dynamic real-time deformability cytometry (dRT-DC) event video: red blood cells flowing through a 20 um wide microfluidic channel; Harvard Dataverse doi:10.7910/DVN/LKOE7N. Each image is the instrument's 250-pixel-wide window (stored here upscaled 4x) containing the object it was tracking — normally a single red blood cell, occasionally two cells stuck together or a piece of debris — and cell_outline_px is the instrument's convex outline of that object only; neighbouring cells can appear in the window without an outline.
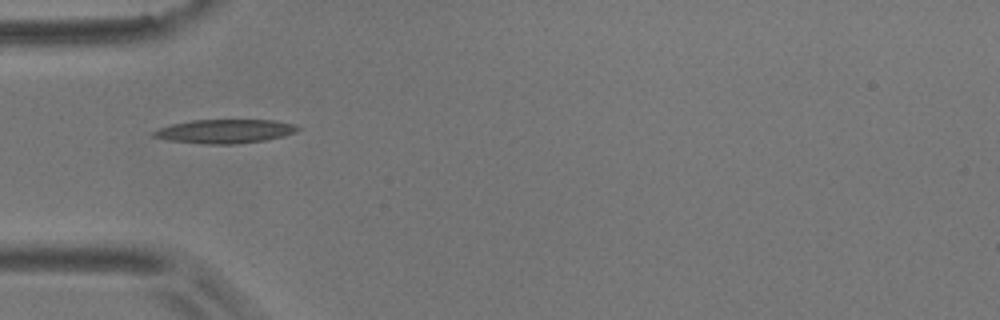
{"species": "common noctule bat (a hibernating species)", "species_latin": "Nyctalus noctula", "temperature_condition": "room temperature", "stored_images_in_passage": 2, "camera_frame_rate_fps": 3000, "um_per_image_px": 0.085, "animal": {"sex": "male", "body_mass_g": 17.9}, "frame": {"image": 1, "passage_image": 1, "time_ms": 0.0, "image_size_px": [1000, 320], "cell_outline_px": [[300, 128], [296, 132], [284, 136], [264, 140], [236, 144], [208, 144], [168, 140], [152, 136], [152, 132], [160, 128], [172, 124], [192, 120], [272, 120], [296, 124]], "centroid_in_image_um": [19.15, 11.15], "position_along_channel_um": 65.9, "area_um2": 19.94}}